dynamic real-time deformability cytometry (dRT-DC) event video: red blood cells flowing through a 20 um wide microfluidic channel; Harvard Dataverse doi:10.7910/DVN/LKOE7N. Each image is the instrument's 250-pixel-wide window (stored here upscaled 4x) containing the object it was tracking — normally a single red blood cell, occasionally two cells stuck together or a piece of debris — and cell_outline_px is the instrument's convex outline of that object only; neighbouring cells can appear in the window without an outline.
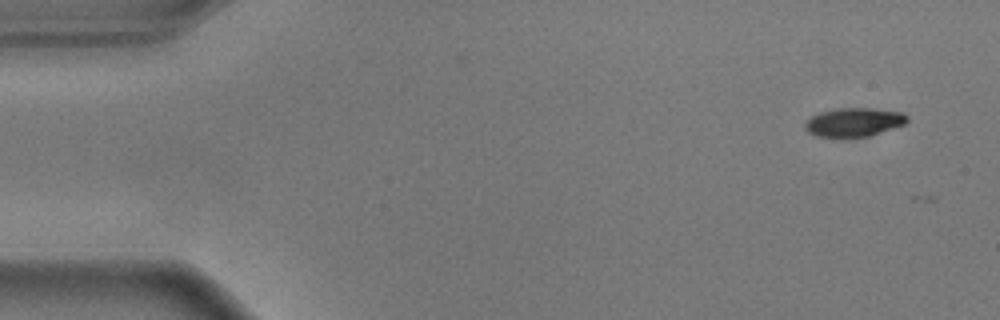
{"species": "common noctule bat (a hibernating species)", "species_latin": "Nyctalus noctula", "temperature_condition": "warm", "stored_images_in_passage": 4, "camera_frame_rate_fps": 3000, "um_per_image_px": 0.085, "animal": {"sex": "male", "body_mass_g": 17.9}, "frame": {"image": 1, "passage_image": 1, "time_ms": 0.0, "image_size_px": [1000, 320], "cell_outline_px": [[908, 120], [904, 124], [868, 136], [816, 136], [808, 132], [804, 128], [804, 124], [812, 116], [820, 112], [836, 108], [872, 108], [900, 112], [908, 116]], "centroid_in_image_um": [72.56, 10.37], "position_along_channel_um": 12.4, "area_um2": 16.76}}